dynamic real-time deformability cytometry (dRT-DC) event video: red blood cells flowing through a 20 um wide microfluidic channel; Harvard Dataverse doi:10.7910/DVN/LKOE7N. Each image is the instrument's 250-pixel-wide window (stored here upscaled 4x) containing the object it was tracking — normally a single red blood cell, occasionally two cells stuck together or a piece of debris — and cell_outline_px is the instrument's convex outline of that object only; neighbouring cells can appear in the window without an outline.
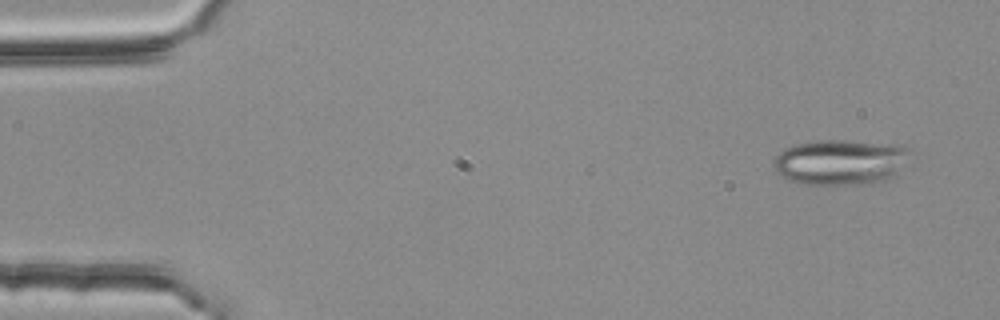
{"species": "common noctule bat (a hibernating species)", "species_latin": "Nyctalus noctula", "temperature_condition": "room temperature", "stored_images_in_passage": 4, "camera_frame_rate_fps": 3000, "um_per_image_px": 0.085, "animal": {"sex": "female", "body_mass_g": 25.1}, "frame": {"image": 1, "passage_image": 1, "time_ms": 0.0, "image_size_px": [1000, 320], "cell_outline_px": [[904, 152], [896, 172], [892, 176], [884, 180], [872, 184], [800, 184], [788, 180], [780, 176], [776, 172], [772, 164], [772, 160], [784, 148], [792, 144], [820, 140], [844, 140], [904, 144]], "centroid_in_image_um": [71.28, 13.77], "position_along_channel_um": 13.7, "area_um2": 35.78}}